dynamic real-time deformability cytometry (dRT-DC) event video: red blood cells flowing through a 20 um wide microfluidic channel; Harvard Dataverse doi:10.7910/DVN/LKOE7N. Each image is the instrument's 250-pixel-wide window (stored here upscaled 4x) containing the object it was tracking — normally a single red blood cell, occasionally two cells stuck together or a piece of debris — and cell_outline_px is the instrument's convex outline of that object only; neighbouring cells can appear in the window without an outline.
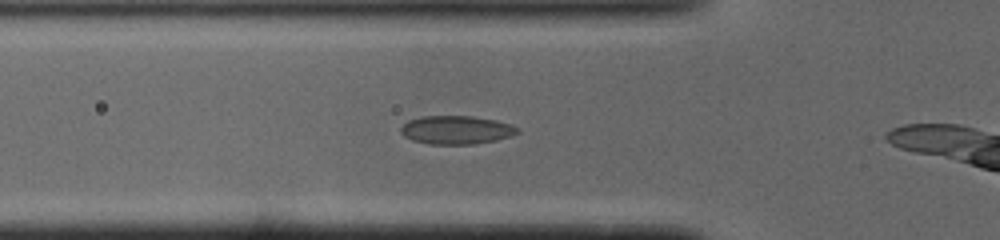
{"species": "common noctule bat (a hibernating species)", "species_latin": "Nyctalus noctula", "temperature_condition": "cold", "stored_images_in_passage": 13, "camera_frame_rate_fps": 3000, "um_per_image_px": 0.085, "animal": {"sex": "male", "body_mass_g": 19.0, "forearm_length_mm": 50.8}, "frame": {"image": 1, "passage_image": 8, "time_ms": 2.333, "image_size_px": [1000, 240], "cell_outline_px": [[520, 132], [512, 136], [496, 140], [476, 144], [428, 144], [412, 140], [404, 136], [400, 132], [400, 128], [408, 120], [420, 116], [472, 116], [496, 120], [512, 124], [520, 128]], "centroid_in_image_um": [38.81, 11.04], "position_along_channel_um": 87.0, "area_um2": 19.59}}
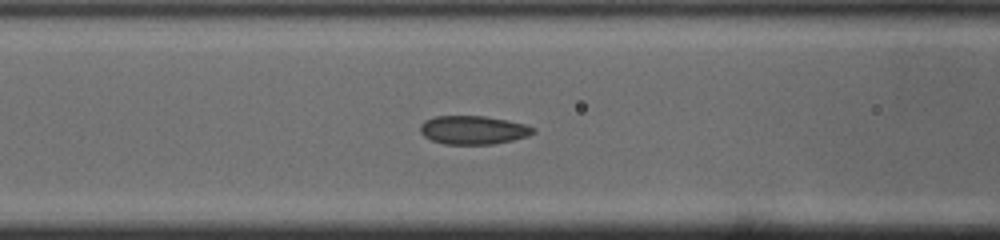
{"frame": {"image": 2, "passage_image": 11, "time_ms": 3.333, "image_size_px": [1000, 240], "cell_outline_px": [[536, 132], [528, 136], [512, 140], [492, 144], [444, 144], [432, 140], [424, 136], [420, 132], [420, 124], [424, 120], [436, 116], [484, 116], [508, 120], [524, 124], [536, 128]], "centroid_in_image_um": [40.23, 11.04], "position_along_channel_um": 126.4, "area_um2": 18.84}}